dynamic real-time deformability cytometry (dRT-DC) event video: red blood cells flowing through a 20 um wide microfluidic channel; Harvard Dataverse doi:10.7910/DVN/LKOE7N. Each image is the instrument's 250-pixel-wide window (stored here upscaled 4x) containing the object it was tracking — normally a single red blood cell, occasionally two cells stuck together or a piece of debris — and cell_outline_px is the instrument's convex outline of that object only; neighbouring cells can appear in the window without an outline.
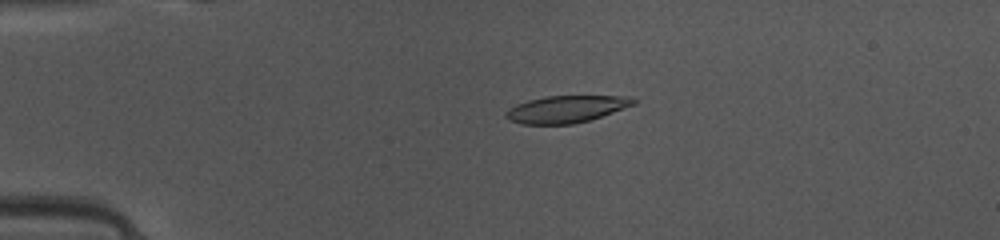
{"species": "common noctule bat (a hibernating species)", "species_latin": "Nyctalus noctula", "temperature_condition": "warm", "stored_images_in_passage": 49, "camera_frame_rate_fps": 3000, "um_per_image_px": 0.085, "animal": {"sex": "female", "body_mass_g": 10.0, "forearm_length_mm": 53.1}, "frame": {"image": 1, "passage_image": 12, "time_ms": 3.667, "image_size_px": [1000, 240], "cell_outline_px": [[636, 104], [588, 120], [572, 124], [520, 124], [504, 116], [504, 112], [516, 104], [528, 100], [544, 96], [632, 96], [636, 100]], "centroid_in_image_um": [48.12, 9.26], "position_along_channel_um": 36.9, "area_um2": 20.0}}
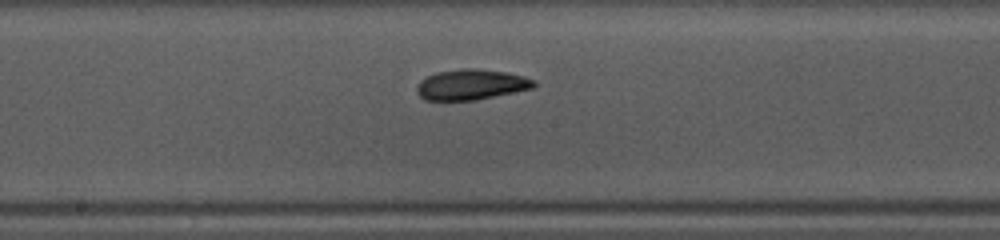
{"frame": {"image": 2, "passage_image": 27, "time_ms": 8.667, "image_size_px": [1000, 240], "cell_outline_px": [[536, 84], [532, 88], [476, 100], [424, 100], [416, 92], [416, 88], [420, 80], [436, 72], [460, 68], [476, 68], [508, 72], [524, 76], [536, 80]], "centroid_in_image_um": [40.04, 7.18], "position_along_channel_um": 208.2, "area_um2": 20.92}}
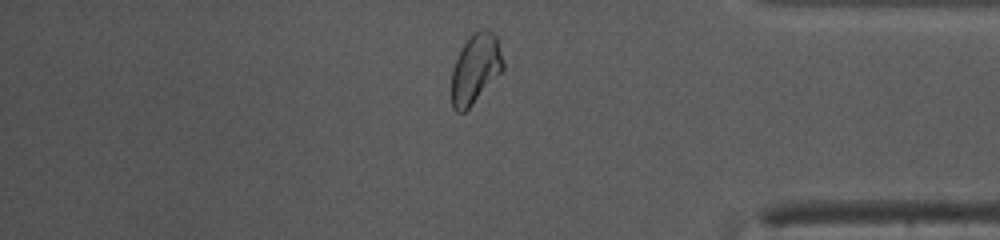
{"frame": {"image": 3, "passage_image": 42, "time_ms": 13.667, "image_size_px": [1000, 240], "cell_outline_px": [[504, 68], [472, 104], [464, 112], [456, 112], [452, 108], [452, 72], [456, 60], [464, 44], [472, 32], [480, 28], [488, 28], [496, 36], [504, 64]], "centroid_in_image_um": [40.41, 5.81], "position_along_channel_um": 394.8, "area_um2": 20.58}, "authors_computed_cell_mechanics": {"area_um2": 20.5768, "velocity_mm_per_s": 4.1108, "shape_relaxation_time_tau1_ms": 2.7584, "shape_relaxation_time_tau2_ms": 2.7218, "deformation_change_tau1": 0.1296, "deformation_change_tau2": 0.0873}}